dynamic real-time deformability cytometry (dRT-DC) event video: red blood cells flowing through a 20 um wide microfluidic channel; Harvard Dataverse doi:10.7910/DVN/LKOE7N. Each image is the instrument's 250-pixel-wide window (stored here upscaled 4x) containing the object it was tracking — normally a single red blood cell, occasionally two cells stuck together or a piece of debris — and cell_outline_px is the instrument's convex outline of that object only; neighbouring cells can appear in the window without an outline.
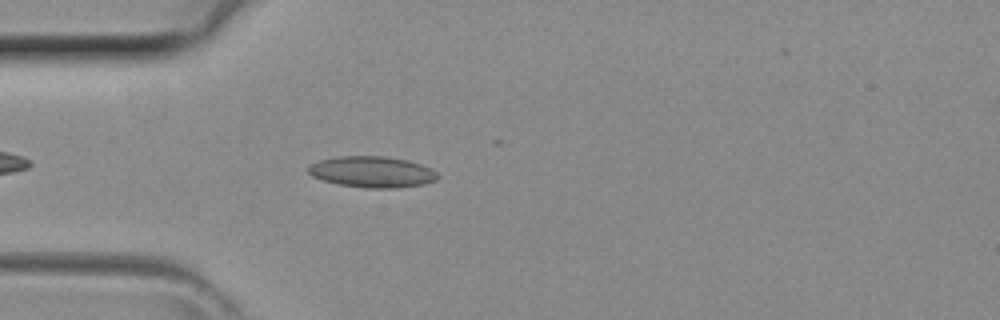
{"species": "common noctule bat (a hibernating species)", "species_latin": "Nyctalus noctula", "temperature_condition": "room temperature", "stored_images_in_passage": 11, "camera_frame_rate_fps": 3000, "um_per_image_px": 0.085, "animal": {"sex": "female", "body_mass_g": 29.2, "forearm_length_mm": 56.3}, "frame": {"image": 1, "passage_image": 4, "time_ms": 1.0, "image_size_px": [1000, 320], "cell_outline_px": [[440, 176], [436, 180], [424, 184], [396, 188], [368, 188], [340, 184], [324, 180], [312, 176], [308, 172], [308, 168], [312, 164], [320, 160], [336, 156], [384, 156], [408, 160], [432, 168]], "centroid_in_image_um": [31.67, 14.6], "position_along_channel_um": 53.3, "area_um2": 23.41}}
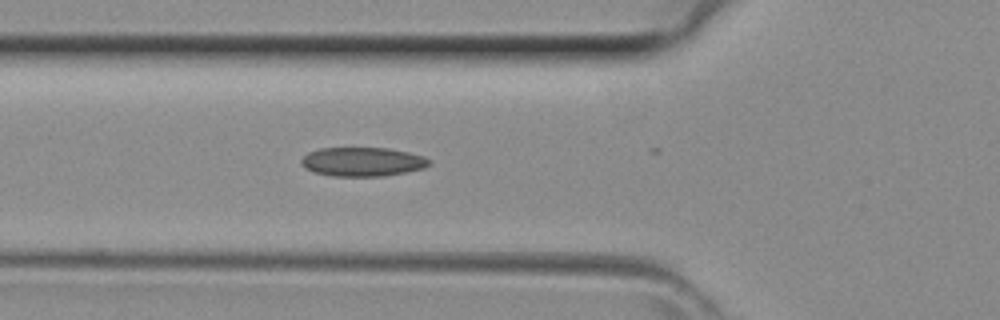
{"frame": {"image": 2, "passage_image": 7, "time_ms": 2.0, "image_size_px": [1000, 320], "cell_outline_px": [[432, 164], [424, 168], [408, 172], [384, 176], [332, 176], [312, 172], [304, 168], [300, 164], [300, 160], [308, 152], [320, 148], [388, 148], [408, 152], [424, 156], [432, 160]], "centroid_in_image_um": [30.82, 13.75], "position_along_channel_um": 95.0, "area_um2": 21.96}}
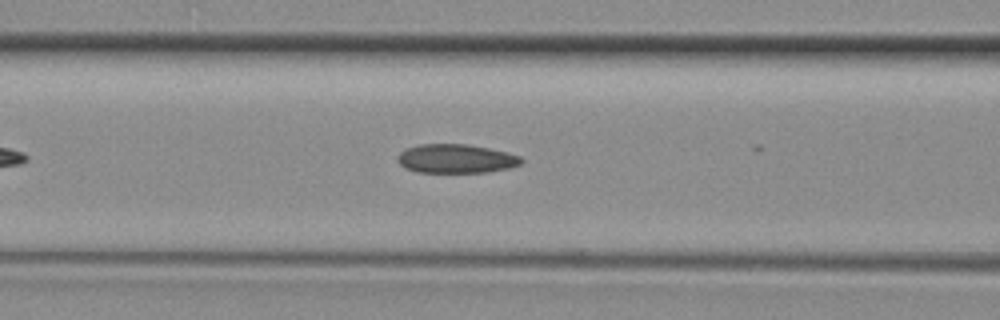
{"frame": {"image": 3, "passage_image": 9, "time_ms": 2.667, "image_size_px": [1000, 320], "cell_outline_px": [[524, 160], [520, 164], [508, 168], [488, 172], [416, 172], [404, 168], [396, 160], [396, 156], [404, 148], [420, 144], [468, 144], [508, 152], [520, 156]], "centroid_in_image_um": [38.72, 13.48], "position_along_channel_um": 127.9, "area_um2": 21.04}}